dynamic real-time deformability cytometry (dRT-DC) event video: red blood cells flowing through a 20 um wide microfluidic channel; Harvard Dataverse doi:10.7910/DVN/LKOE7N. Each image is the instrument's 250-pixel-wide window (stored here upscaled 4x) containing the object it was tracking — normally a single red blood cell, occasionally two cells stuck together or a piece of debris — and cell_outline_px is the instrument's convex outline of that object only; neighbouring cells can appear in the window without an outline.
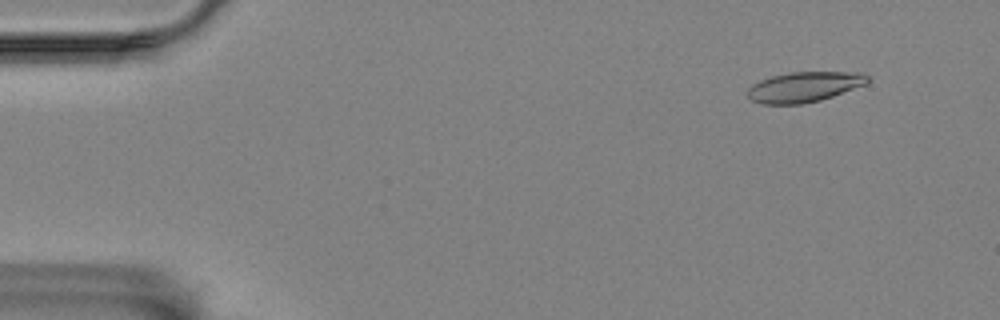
{"species": "Egyptian fruit bat (a non-hibernating species)", "species_latin": "Rousettus aegyptiacus", "temperature_condition": "room temperature", "stored_images_in_passage": 58, "camera_frame_rate_fps": 3000, "um_per_image_px": 0.085, "animal": {"sex": "female"}, "frame": {"image": 1, "passage_image": 5, "time_ms": 1.333, "image_size_px": [1000, 320], "cell_outline_px": [[868, 84], [820, 100], [804, 104], [760, 104], [752, 100], [748, 96], [748, 88], [752, 84], [760, 80], [772, 76], [788, 72], [860, 72], [868, 76]], "centroid_in_image_um": [68.36, 7.39], "position_along_channel_um": 16.6, "area_um2": 21.21}}
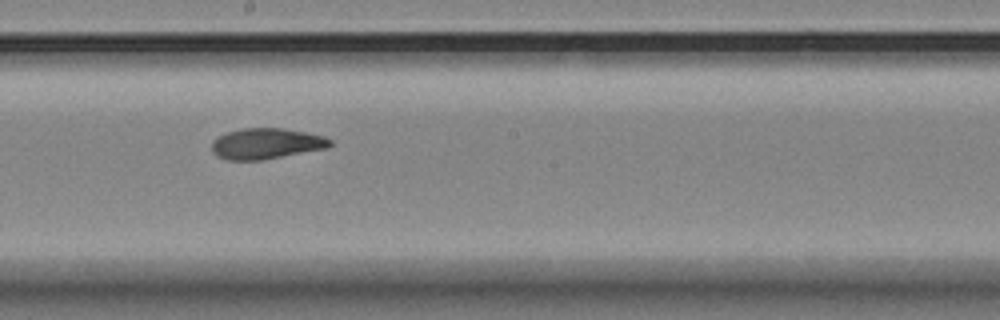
{"frame": {"image": 2, "passage_image": 32, "time_ms": 10.333, "image_size_px": [1000, 320], "cell_outline_px": [[332, 144], [328, 148], [260, 160], [224, 160], [216, 156], [212, 152], [212, 140], [228, 132], [244, 128], [280, 128], [304, 132], [324, 136], [332, 140]], "centroid_in_image_um": [22.62, 12.22], "position_along_channel_um": 225.6, "area_um2": 21.15}}
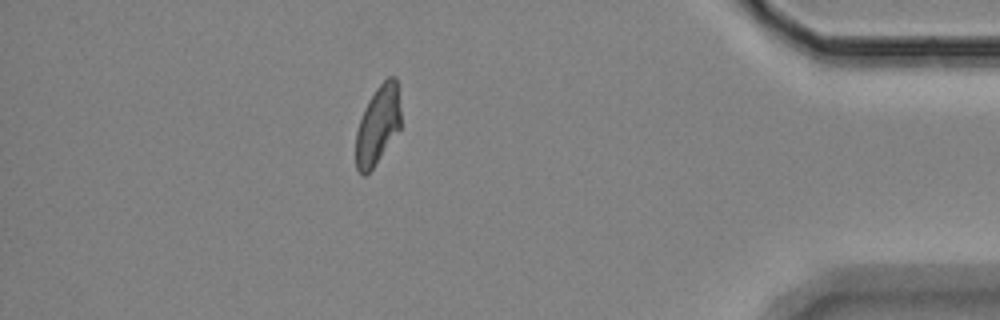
{"frame": {"image": 3, "passage_image": 51, "time_ms": 16.667, "image_size_px": [1000, 320], "cell_outline_px": [[400, 128], [372, 168], [364, 176], [360, 176], [356, 168], [356, 132], [364, 108], [368, 100], [376, 88], [388, 76], [396, 76], [400, 108]], "centroid_in_image_um": [32.1, 10.61], "position_along_channel_um": 403.1, "area_um2": 20.4}, "authors_computed_cell_mechanics": {"area_um2": 21.386, "velocity_mm_per_s": 3.4304, "shape_relaxation_time_tau1_ms": null, "shape_relaxation_time_tau2_ms": 2.1816, "deformation_change_tau1": null, "deformation_change_tau2": 0.0794}}